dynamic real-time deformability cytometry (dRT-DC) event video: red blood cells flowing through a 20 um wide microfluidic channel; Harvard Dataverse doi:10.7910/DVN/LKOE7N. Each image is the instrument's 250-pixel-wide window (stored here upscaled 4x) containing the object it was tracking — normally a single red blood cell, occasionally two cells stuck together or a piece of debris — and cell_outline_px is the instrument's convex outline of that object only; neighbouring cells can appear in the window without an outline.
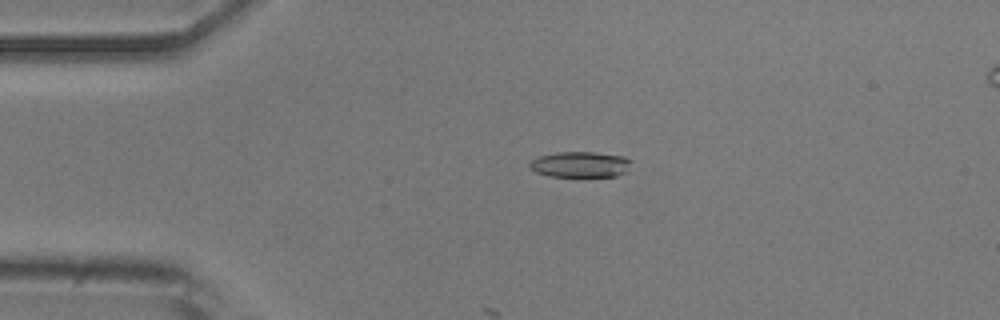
{"species": "common noctule bat (a hibernating species)", "species_latin": "Nyctalus noctula", "temperature_condition": "room temperature", "stored_images_in_passage": 36, "camera_frame_rate_fps": 3000, "um_per_image_px": 0.085, "animal": {"sex": "male", "body_mass_g": 20.5, "forearm_length_mm": 52.5}, "frame": {"image": 1, "passage_image": 11, "time_ms": 3.333, "image_size_px": [1000, 320], "cell_outline_px": [[632, 160], [628, 172], [616, 176], [548, 176], [536, 172], [528, 168], [528, 164], [532, 160], [540, 156], [556, 152], [596, 152], [624, 156]], "centroid_in_image_um": [49.35, 13.97], "position_along_channel_um": 35.7, "area_um2": 15.43}}
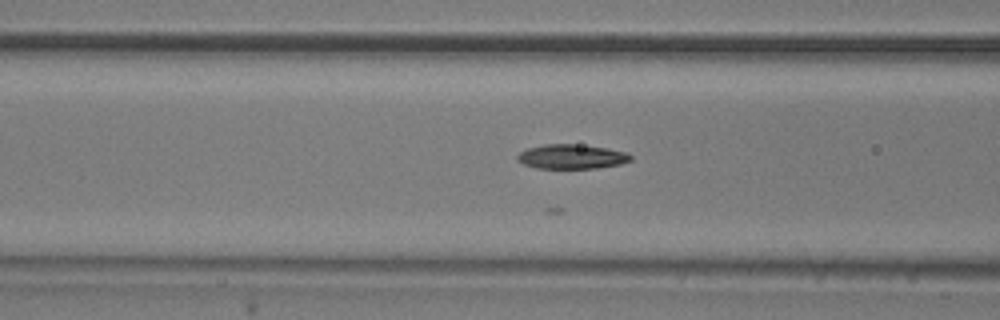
{"frame": {"image": 2, "passage_image": 20, "time_ms": 6.333, "image_size_px": [1000, 320], "cell_outline_px": [[632, 160], [620, 164], [596, 168], [536, 168], [524, 164], [516, 160], [516, 156], [520, 152], [528, 148], [544, 144], [576, 144], [608, 148], [628, 152], [632, 156]], "centroid_in_image_um": [48.6, 13.31], "position_along_channel_um": 118.0, "area_um2": 16.24}}
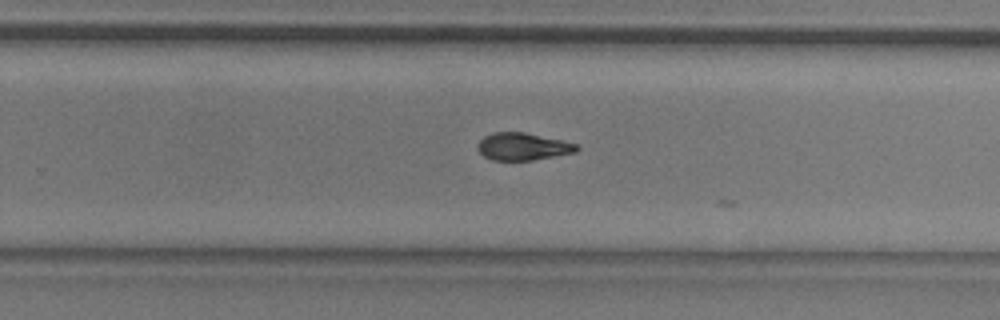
{"frame": {"image": 3, "passage_image": 33, "time_ms": 10.667, "image_size_px": [1000, 320], "cell_outline_px": [[580, 148], [576, 152], [532, 160], [492, 160], [484, 156], [476, 148], [476, 144], [484, 136], [492, 132], [524, 132], [560, 140], [576, 144]], "centroid_in_image_um": [44.39, 12.45], "position_along_channel_um": 285.4, "area_um2": 15.72}}